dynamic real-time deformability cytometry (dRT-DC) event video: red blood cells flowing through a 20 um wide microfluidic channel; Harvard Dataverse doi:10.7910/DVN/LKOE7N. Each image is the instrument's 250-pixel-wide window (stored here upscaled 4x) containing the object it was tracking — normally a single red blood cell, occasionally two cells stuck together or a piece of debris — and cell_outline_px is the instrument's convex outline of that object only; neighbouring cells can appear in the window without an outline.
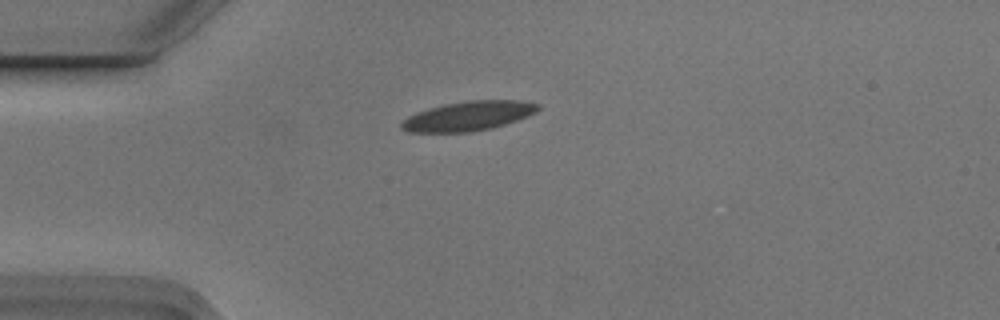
{"species": "Egyptian fruit bat (a non-hibernating species)", "species_latin": "Rousettus aegyptiacus", "temperature_condition": "cold", "stored_images_in_passage": 3, "camera_frame_rate_fps": 3000, "um_per_image_px": 0.085, "animal": {"sex": "male"}, "frame": {"image": 1, "passage_image": 1, "time_ms": 0.0, "image_size_px": [1000, 320], "cell_outline_px": [[540, 108], [536, 112], [516, 120], [492, 128], [468, 132], [408, 132], [400, 128], [400, 124], [408, 116], [416, 112], [428, 108], [444, 104], [464, 100], [520, 100], [540, 104]], "centroid_in_image_um": [39.79, 9.85], "position_along_channel_um": 45.2, "area_um2": 23.47}}
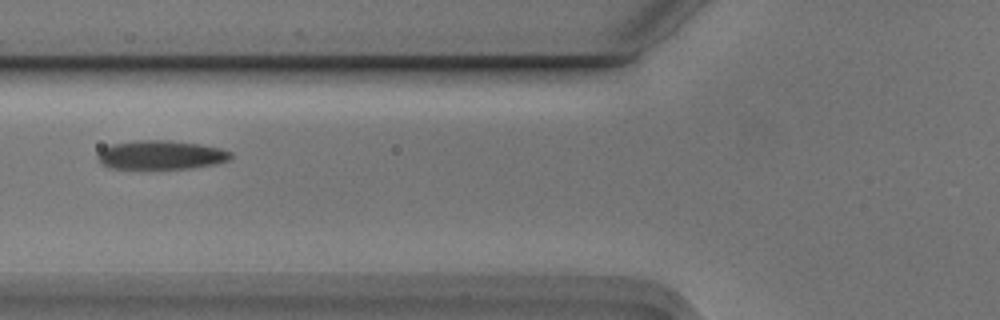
{"frame": {"image": 2, "passage_image": 3, "time_ms": 0.667, "image_size_px": [1000, 320], "cell_outline_px": [[232, 156], [228, 160], [216, 164], [192, 168], [112, 168], [104, 164], [96, 156], [100, 148], [112, 144], [140, 140], [168, 140], [200, 144], [220, 148], [232, 152]], "centroid_in_image_um": [13.7, 13.16], "position_along_channel_um": 112.1, "area_um2": 22.31}}